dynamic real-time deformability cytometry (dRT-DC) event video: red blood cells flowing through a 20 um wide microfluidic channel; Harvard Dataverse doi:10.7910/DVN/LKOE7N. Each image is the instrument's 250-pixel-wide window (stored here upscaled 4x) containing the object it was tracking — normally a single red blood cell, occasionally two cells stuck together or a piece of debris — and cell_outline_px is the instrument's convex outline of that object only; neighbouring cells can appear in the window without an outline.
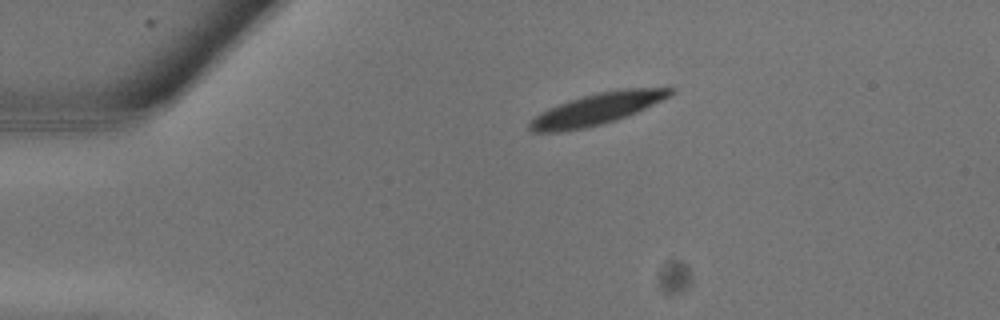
{"species": "common noctule bat (a hibernating species)", "species_latin": "Nyctalus noctula", "temperature_condition": "warm", "stored_images_in_passage": 12, "camera_frame_rate_fps": 3000, "um_per_image_px": 0.085, "animal": {"sex": "male", "body_mass_g": 13.3}, "frame": {"image": 1, "passage_image": 6, "time_ms": 1.667, "image_size_px": [1000, 320], "cell_outline_px": [[676, 92], [636, 112], [616, 120], [584, 128], [560, 132], [532, 132], [528, 128], [528, 124], [540, 112], [548, 108], [596, 92], [624, 88], [672, 88]], "centroid_in_image_um": [50.7, 9.27], "position_along_channel_um": 34.3, "area_um2": 25.32}}
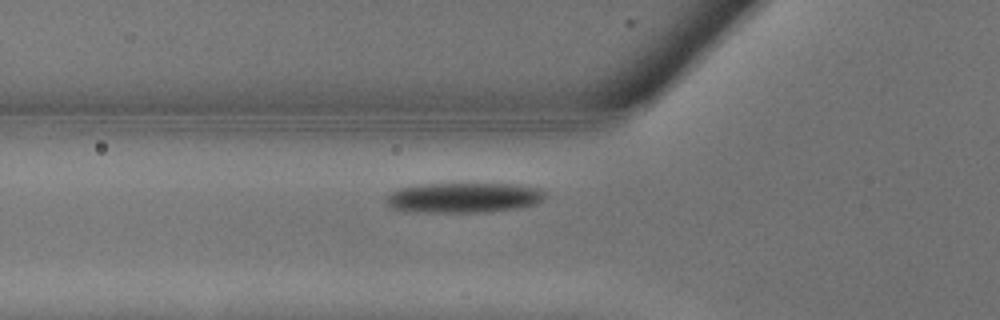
{"frame": {"image": 2, "passage_image": 10, "time_ms": 3.0, "image_size_px": [1000, 320], "cell_outline_px": [[544, 200], [536, 204], [520, 208], [484, 212], [416, 212], [392, 208], [384, 204], [384, 200], [396, 188], [420, 184], [460, 180], [524, 184], [540, 188], [544, 192]], "centroid_in_image_um": [39.44, 16.73], "position_along_channel_um": 86.4, "area_um2": 29.77}}